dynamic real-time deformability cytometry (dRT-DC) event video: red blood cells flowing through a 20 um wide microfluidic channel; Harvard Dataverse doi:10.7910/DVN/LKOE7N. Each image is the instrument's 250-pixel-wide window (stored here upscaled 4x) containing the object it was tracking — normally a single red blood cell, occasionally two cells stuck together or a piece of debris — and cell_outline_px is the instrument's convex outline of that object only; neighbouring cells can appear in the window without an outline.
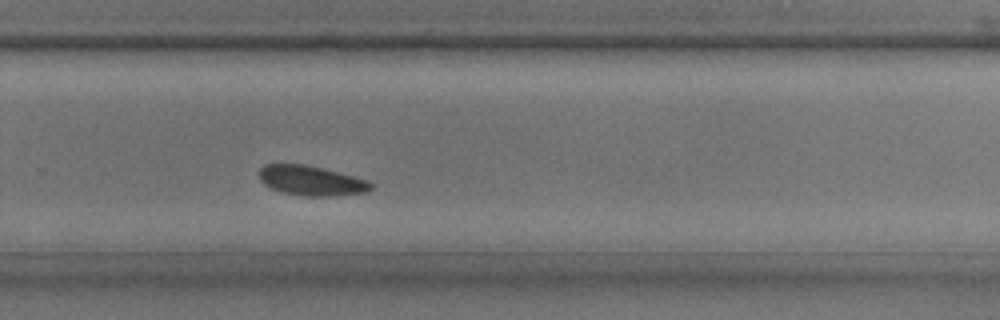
{"species": "common noctule bat (a hibernating species)", "species_latin": "Nyctalus noctula", "temperature_condition": "room temperature", "stored_images_in_passage": 30, "camera_frame_rate_fps": 3000, "um_per_image_px": 0.085, "animal": {"sex": "male", "body_mass_g": 17.9, "forearm_length_mm": 54.2}, "frame": {"image": 1, "passage_image": 18, "time_ms": 5.667, "image_size_px": [1000, 320], "cell_outline_px": [[372, 188], [368, 192], [328, 196], [304, 196], [284, 192], [272, 188], [264, 184], [260, 180], [260, 168], [264, 164], [308, 164], [368, 180], [372, 184]], "centroid_in_image_um": [26.46, 15.34], "position_along_channel_um": 303.3, "area_um2": 19.31}}
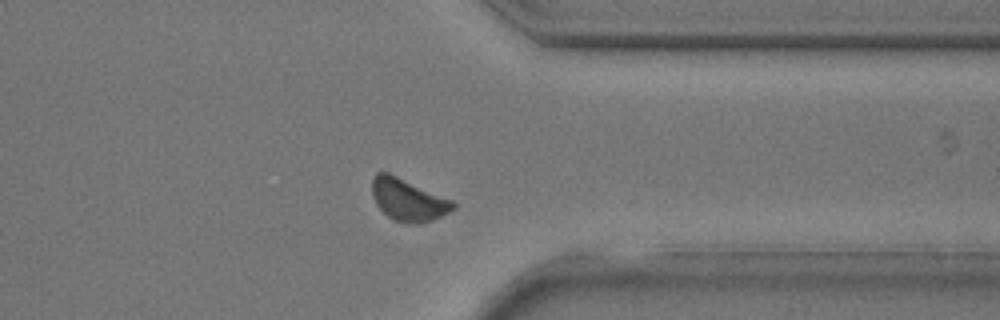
{"frame": {"image": 2, "passage_image": 22, "time_ms": 7.0, "image_size_px": [1000, 320], "cell_outline_px": [[456, 208], [432, 220], [420, 224], [416, 224], [392, 220], [376, 204], [372, 196], [372, 176], [376, 172], [388, 172], [452, 200], [456, 204]], "centroid_in_image_um": [34.67, 16.98], "position_along_channel_um": 376.7, "area_um2": 19.83}}